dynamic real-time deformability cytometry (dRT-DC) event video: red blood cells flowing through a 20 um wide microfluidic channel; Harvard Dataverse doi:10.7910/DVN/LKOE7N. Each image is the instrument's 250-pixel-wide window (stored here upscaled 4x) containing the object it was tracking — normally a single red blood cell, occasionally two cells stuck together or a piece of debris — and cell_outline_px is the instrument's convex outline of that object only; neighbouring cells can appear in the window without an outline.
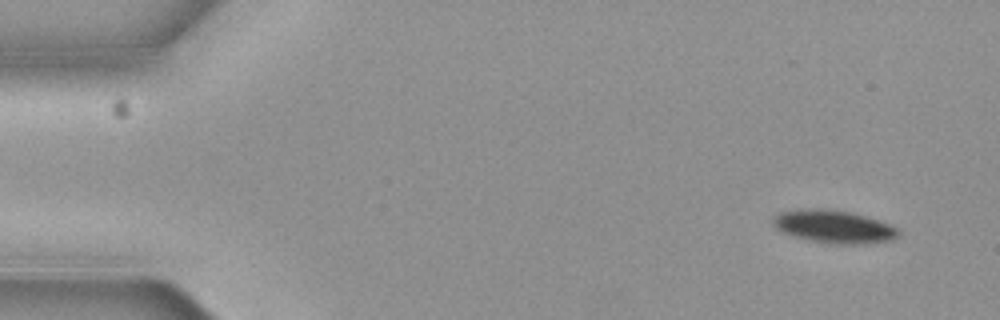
{"species": "common noctule bat (a hibernating species)", "species_latin": "Nyctalus noctula", "temperature_condition": "cold", "stored_images_in_passage": 6, "segment_of_instrument_passage": [2, 2], "camera_frame_rate_fps": 3000, "um_per_image_px": 0.085, "animal": {"sex": "female", "body_mass_g": 19.3, "forearm_length_mm": 54.1}, "frame": {"image": 1, "passage_image": 6, "time_ms": 1.667, "image_size_px": [1000, 320], "cell_outline_px": [[900, 232], [896, 236], [888, 240], [860, 244], [836, 244], [812, 240], [796, 236], [784, 232], [776, 228], [772, 224], [772, 220], [780, 212], [800, 208], [828, 208], [852, 212], [880, 220], [896, 228]], "centroid_in_image_um": [70.85, 19.23], "position_along_channel_um": 14.1, "area_um2": 23.81}}